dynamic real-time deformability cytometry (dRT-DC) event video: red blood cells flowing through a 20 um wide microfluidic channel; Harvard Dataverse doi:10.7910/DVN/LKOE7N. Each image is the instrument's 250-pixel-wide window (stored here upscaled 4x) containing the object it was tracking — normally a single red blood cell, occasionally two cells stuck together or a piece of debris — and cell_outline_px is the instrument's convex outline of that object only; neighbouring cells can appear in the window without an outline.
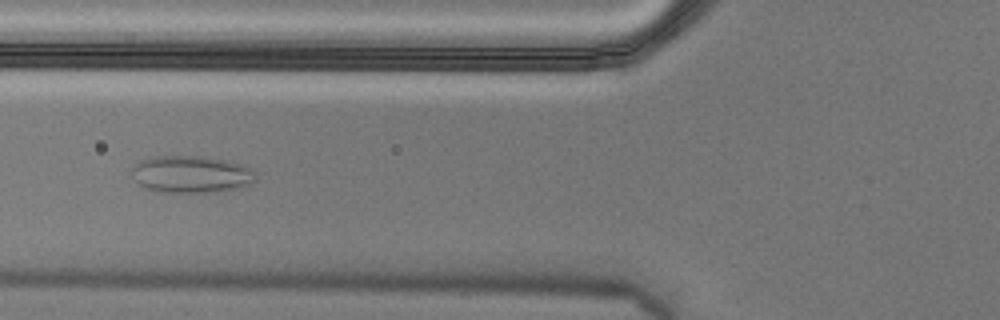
{"species": "Egyptian fruit bat (a non-hibernating species)", "species_latin": "Rousettus aegyptiacus", "temperature_condition": "cold", "stored_images_in_passage": 48, "camera_frame_rate_fps": 3000, "um_per_image_px": 0.085, "animal": {"sex": "male"}, "frame": {"image": 1, "passage_image": 14, "time_ms": 4.333, "image_size_px": [1000, 320], "cell_outline_px": [[256, 180], [252, 184], [232, 188], [204, 192], [156, 192], [140, 184], [136, 180], [132, 172], [132, 168], [140, 160], [156, 156], [208, 156], [244, 164], [252, 168], [256, 172]], "centroid_in_image_um": [16.29, 14.79], "position_along_channel_um": 109.5, "area_um2": 26.76}}